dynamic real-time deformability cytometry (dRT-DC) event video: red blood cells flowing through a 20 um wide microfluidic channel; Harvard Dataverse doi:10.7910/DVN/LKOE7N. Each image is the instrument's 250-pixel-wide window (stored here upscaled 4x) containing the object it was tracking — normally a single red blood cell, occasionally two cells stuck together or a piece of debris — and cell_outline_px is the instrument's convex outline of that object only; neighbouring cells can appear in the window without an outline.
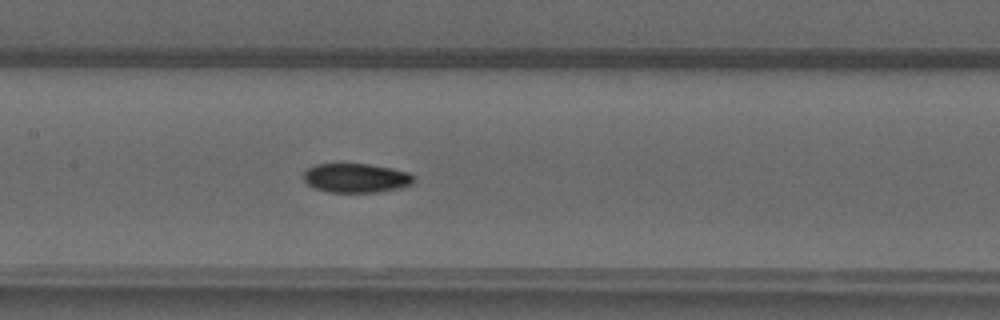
{"species": "common noctule bat (a hibernating species)", "species_latin": "Nyctalus noctula", "temperature_condition": "warm", "stored_images_in_passage": 47, "camera_frame_rate_fps": 3000, "um_per_image_px": 0.085, "animal": {"sex": "male", "forearm_length_mm": 52.5}, "frame": {"image": 1, "passage_image": 24, "time_ms": 7.667, "image_size_px": [1000, 320], "cell_outline_px": [[416, 180], [412, 184], [400, 188], [380, 192], [328, 192], [316, 188], [308, 184], [304, 180], [304, 172], [308, 168], [316, 164], [368, 164], [392, 168], [408, 172], [416, 176]], "centroid_in_image_um": [30.32, 15.13], "position_along_channel_um": 177.1, "area_um2": 18.84}}
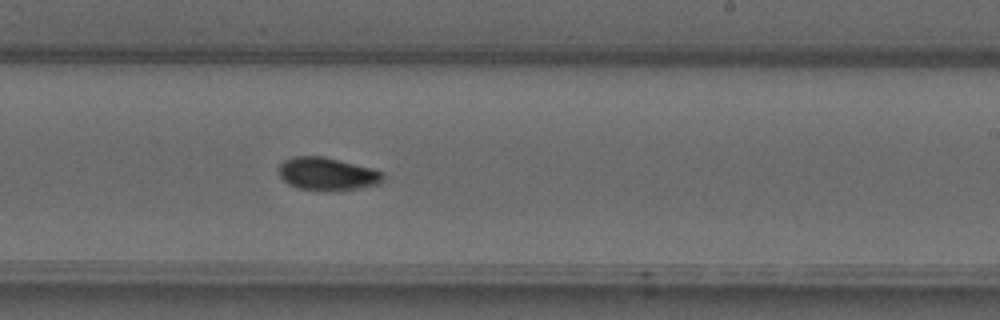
{"frame": {"image": 2, "passage_image": 30, "time_ms": 9.667, "image_size_px": [1000, 320], "cell_outline_px": [[384, 180], [380, 184], [356, 188], [328, 192], [300, 188], [288, 184], [280, 176], [276, 168], [284, 160], [292, 156], [324, 156], [372, 168], [384, 172]], "centroid_in_image_um": [27.81, 14.78], "position_along_channel_um": 261.2, "area_um2": 20.29}}
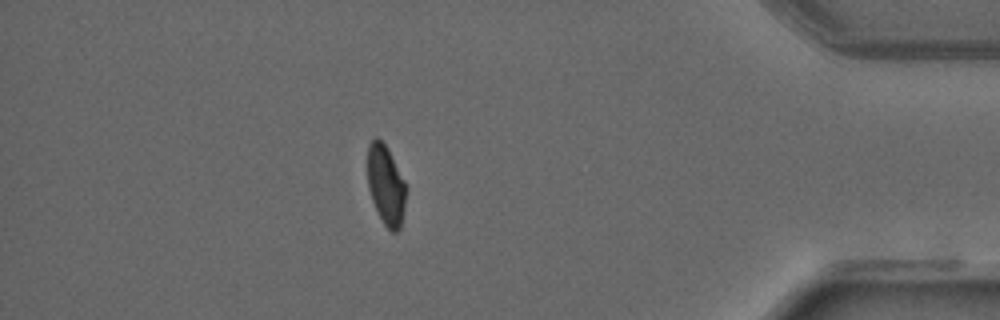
{"frame": {"image": 3, "passage_image": 43, "time_ms": 14.0, "image_size_px": [1000, 320], "cell_outline_px": [[404, 208], [400, 228], [396, 232], [392, 232], [384, 224], [372, 200], [368, 188], [368, 144], [376, 136], [384, 144], [404, 180]], "centroid_in_image_um": [32.77, 15.74], "position_along_channel_um": 402.4, "area_um2": 17.22}}